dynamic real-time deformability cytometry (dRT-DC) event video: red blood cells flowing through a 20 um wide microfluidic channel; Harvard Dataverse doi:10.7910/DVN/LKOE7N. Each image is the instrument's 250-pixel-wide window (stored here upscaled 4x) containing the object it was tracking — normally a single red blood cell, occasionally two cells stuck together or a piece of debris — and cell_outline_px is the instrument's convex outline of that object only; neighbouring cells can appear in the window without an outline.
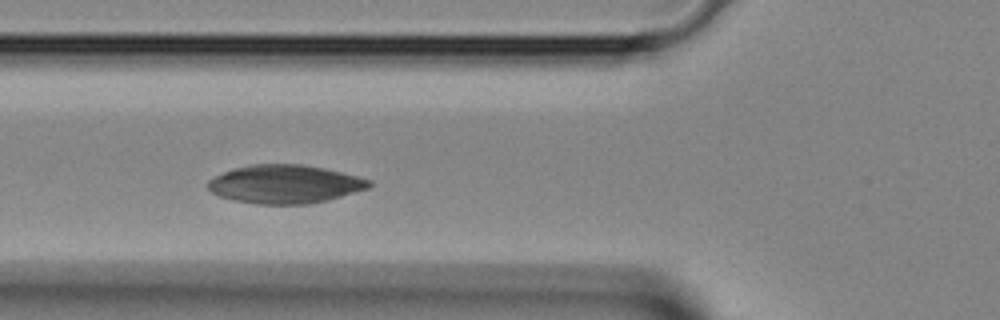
{"species": "Egyptian fruit bat (a non-hibernating species)", "species_latin": "Rousettus aegyptiacus", "temperature_condition": "room temperature", "stored_images_in_passage": 31, "camera_frame_rate_fps": 3000, "um_per_image_px": 0.085, "animal": {"sex": "female"}, "frame": {"image": 1, "passage_image": 5, "time_ms": 1.333, "image_size_px": [1000, 320], "cell_outline_px": [[372, 184], [368, 188], [328, 200], [312, 204], [256, 204], [236, 200], [220, 196], [212, 192], [208, 188], [208, 180], [224, 172], [236, 168], [252, 164], [300, 164], [324, 168], [372, 180]], "centroid_in_image_um": [24.23, 15.65], "position_along_channel_um": 101.6, "area_um2": 35.84}}
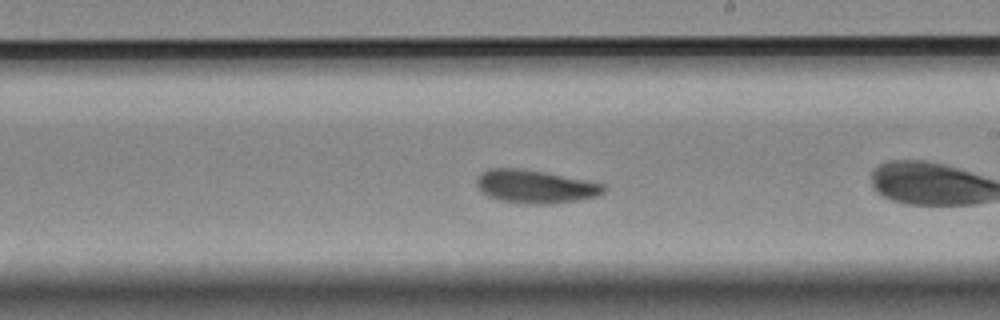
{"frame": {"image": 2, "passage_image": 12, "time_ms": 3.667, "image_size_px": [1000, 320], "cell_outline_px": [[608, 188], [604, 192], [596, 196], [576, 200], [552, 204], [524, 204], [500, 200], [488, 196], [476, 184], [476, 180], [488, 168], [520, 168], [544, 172], [604, 184]], "centroid_in_image_um": [45.51, 15.86], "position_along_channel_um": 243.5, "area_um2": 24.33}}
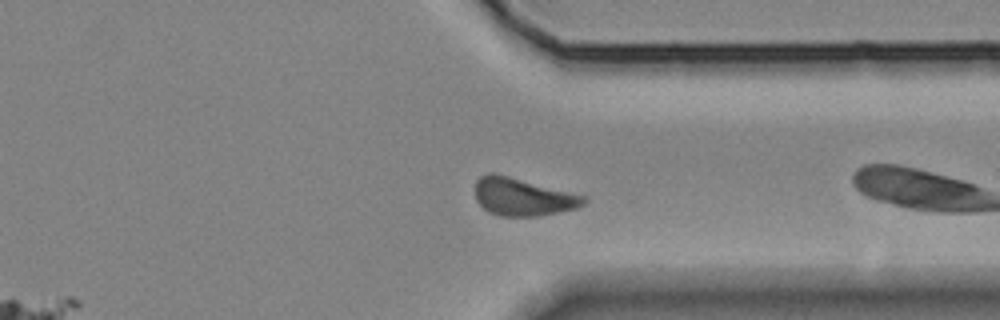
{"frame": {"image": 3, "passage_image": 20, "time_ms": 6.333, "image_size_px": [1000, 320], "cell_outline_px": [[588, 200], [584, 204], [576, 208], [536, 216], [504, 216], [488, 212], [476, 200], [476, 180], [480, 176], [488, 172], [496, 172], [588, 196]], "centroid_in_image_um": [44.45, 16.7], "position_along_channel_um": 367.0, "area_um2": 24.1}}